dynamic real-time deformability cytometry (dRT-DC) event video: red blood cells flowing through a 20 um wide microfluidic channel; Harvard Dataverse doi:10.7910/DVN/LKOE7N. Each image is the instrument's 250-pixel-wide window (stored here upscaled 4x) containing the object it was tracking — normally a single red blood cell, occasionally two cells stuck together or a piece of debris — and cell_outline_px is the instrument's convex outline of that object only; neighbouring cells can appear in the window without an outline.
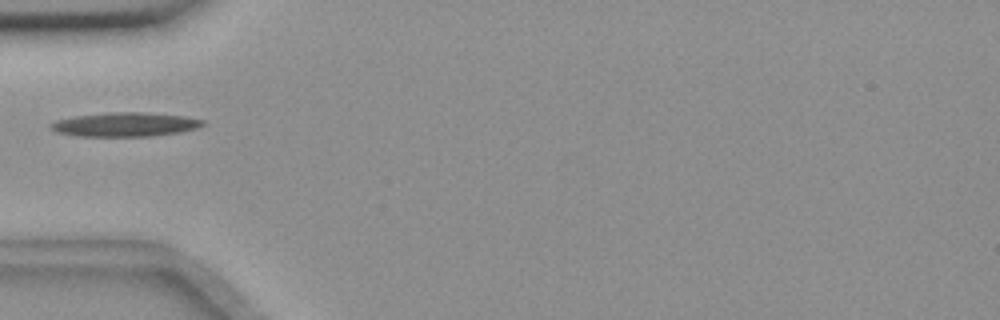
{"species": "common noctule bat (a hibernating species)", "species_latin": "Nyctalus noctula", "temperature_condition": "room temperature", "stored_images_in_passage": 3, "camera_frame_rate_fps": 3000, "um_per_image_px": 0.085, "animal": {"sex": "female", "body_mass_g": 18.4}, "frame": {"image": 1, "passage_image": 3, "time_ms": 2.333, "image_size_px": [1000, 320], "cell_outline_px": [[208, 124], [196, 128], [180, 132], [152, 136], [76, 136], [56, 132], [48, 128], [48, 124], [56, 120], [76, 116], [112, 112], [144, 112], [184, 116], [204, 120]], "centroid_in_image_um": [10.62, 10.58], "position_along_channel_um": 74.4, "area_um2": 21.44}}